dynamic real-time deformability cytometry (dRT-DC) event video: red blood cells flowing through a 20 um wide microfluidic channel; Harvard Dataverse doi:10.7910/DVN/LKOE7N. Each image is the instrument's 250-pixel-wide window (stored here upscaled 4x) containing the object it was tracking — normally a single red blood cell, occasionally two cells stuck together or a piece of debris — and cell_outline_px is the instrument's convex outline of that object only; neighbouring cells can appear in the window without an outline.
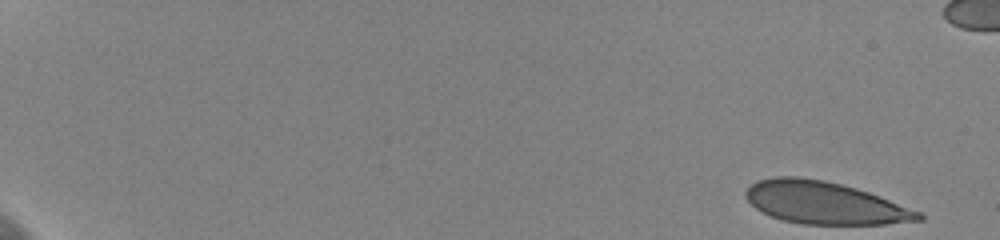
{"species": "human", "species_latin": "Homo sapiens", "temperature_condition": "cold", "stored_images_in_passage": 55, "camera_frame_rate_fps": 3000, "um_per_image_px": 0.085, "donor": {"sex": "female"}, "frame": {"image": 1, "passage_image": 1, "time_ms": 0.0, "image_size_px": [1000, 240], "cell_outline_px": [[924, 220], [884, 224], [800, 224], [784, 220], [772, 216], [756, 208], [744, 196], [744, 192], [756, 180], [772, 176], [800, 176], [824, 180], [856, 188], [880, 196], [920, 212], [924, 216]], "centroid_in_image_um": [70.08, 17.23], "position_along_channel_um": 14.9, "area_um2": 42.54}}
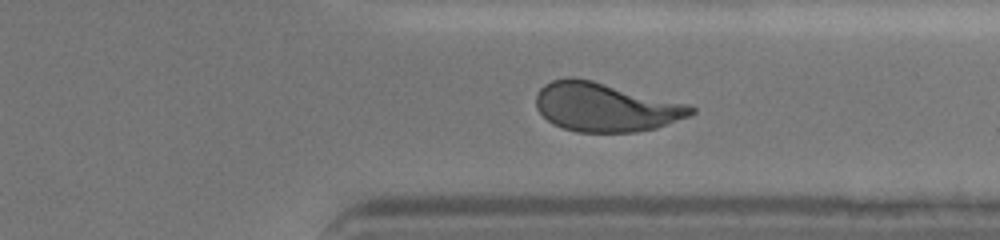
{"frame": {"image": 2, "passage_image": 45, "time_ms": 14.667, "image_size_px": [1000, 240], "cell_outline_px": [[696, 112], [688, 116], [656, 128], [636, 132], [576, 132], [552, 124], [536, 108], [536, 96], [540, 88], [544, 84], [552, 80], [568, 76], [576, 76], [692, 104], [696, 108]], "centroid_in_image_um": [51.48, 9.08], "position_along_channel_um": 359.9, "area_um2": 44.62}}
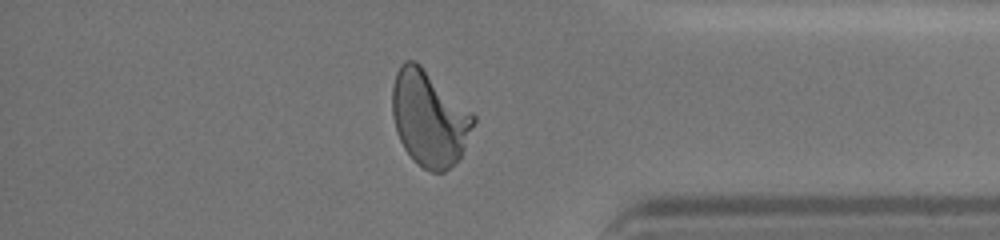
{"frame": {"image": 3, "passage_image": 49, "time_ms": 16.0, "image_size_px": [1000, 240], "cell_outline_px": [[476, 120], [460, 156], [444, 172], [432, 172], [416, 164], [404, 148], [396, 132], [392, 116], [392, 88], [396, 72], [400, 64], [404, 60], [416, 60], [472, 112], [476, 116]], "centroid_in_image_um": [36.45, 10.03], "position_along_channel_um": 398.7, "area_um2": 45.08}}